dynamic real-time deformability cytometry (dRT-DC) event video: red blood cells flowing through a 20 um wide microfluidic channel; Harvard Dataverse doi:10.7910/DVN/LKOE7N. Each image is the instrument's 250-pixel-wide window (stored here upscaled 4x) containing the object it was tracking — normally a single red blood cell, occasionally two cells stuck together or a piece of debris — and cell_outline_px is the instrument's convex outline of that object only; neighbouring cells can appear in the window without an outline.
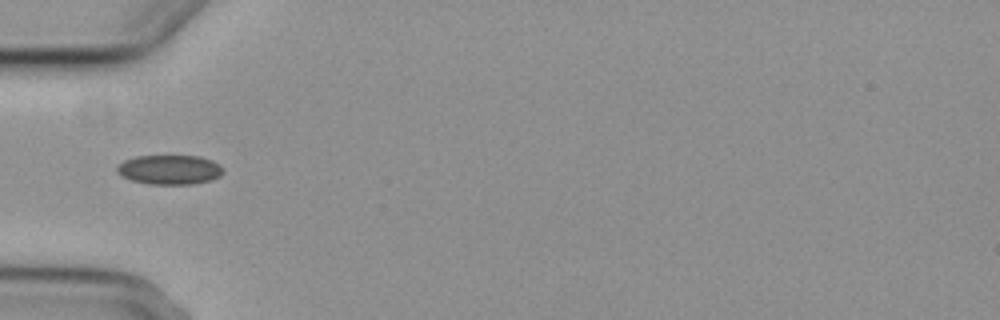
{"species": "common noctule bat (a hibernating species)", "species_latin": "Nyctalus noctula", "temperature_condition": "cold", "stored_images_in_passage": 8, "camera_frame_rate_fps": 3000, "um_per_image_px": 0.085, "animal": {"sex": "female", "body_mass_g": 29.2, "forearm_length_mm": 56.3}, "frame": {"image": 1, "passage_image": 5, "time_ms": 4.667, "image_size_px": [1000, 320], "cell_outline_px": [[224, 172], [220, 176], [212, 180], [192, 184], [148, 184], [132, 180], [120, 176], [116, 172], [116, 168], [124, 160], [136, 156], [200, 156], [212, 160], [220, 164], [224, 168]], "centroid_in_image_um": [14.44, 14.42], "position_along_channel_um": 70.6, "area_um2": 18.44}}
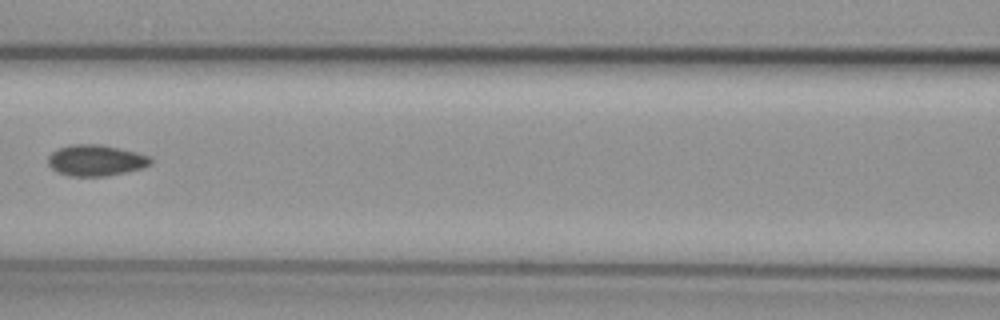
{"frame": {"image": 2, "passage_image": 7, "time_ms": 7.0, "image_size_px": [1000, 320], "cell_outline_px": [[152, 164], [140, 168], [124, 172], [104, 176], [68, 176], [56, 172], [48, 164], [48, 156], [52, 152], [60, 148], [72, 144], [100, 144], [120, 148], [136, 152], [148, 156], [152, 160]], "centroid_in_image_um": [8.12, 13.63], "position_along_channel_um": 158.5, "area_um2": 18.5}}
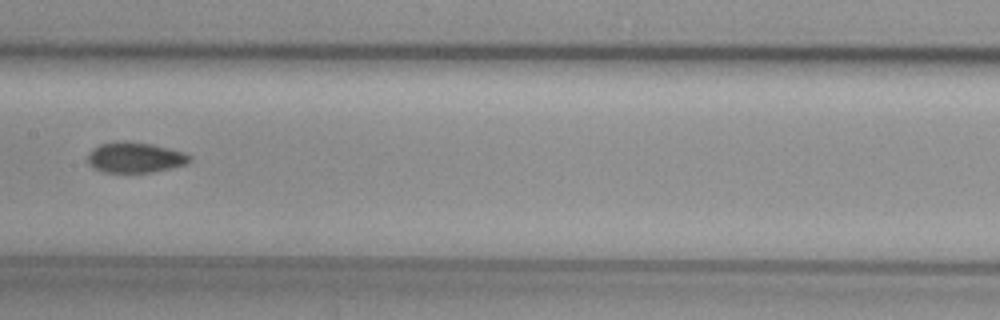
{"frame": {"image": 3, "passage_image": 8, "time_ms": 8.0, "image_size_px": [1000, 320], "cell_outline_px": [[192, 156], [184, 164], [152, 172], [104, 172], [92, 168], [88, 164], [88, 152], [100, 144], [124, 140], [152, 144], [184, 152]], "centroid_in_image_um": [11.42, 13.37], "position_along_channel_um": 196.0, "area_um2": 17.98}}